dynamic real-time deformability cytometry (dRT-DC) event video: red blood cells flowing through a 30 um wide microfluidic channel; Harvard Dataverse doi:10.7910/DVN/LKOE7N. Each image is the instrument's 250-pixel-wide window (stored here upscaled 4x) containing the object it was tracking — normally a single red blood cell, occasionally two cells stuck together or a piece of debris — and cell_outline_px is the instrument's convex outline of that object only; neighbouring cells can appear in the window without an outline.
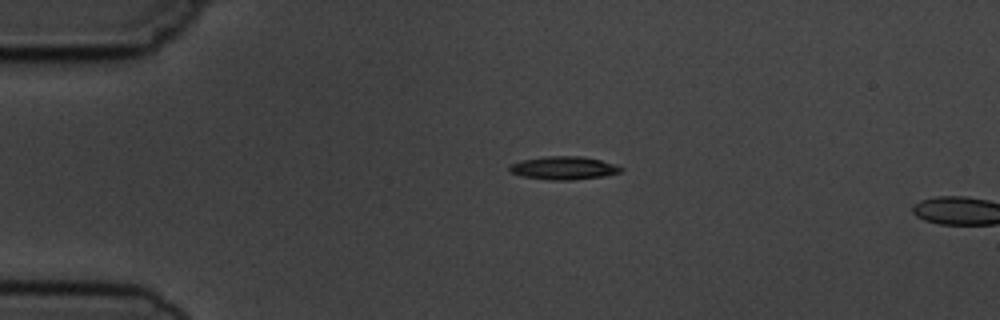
{"species": "common noctule bat (a hibernating species)", "species_latin": "Nyctalus noctula", "temperature_condition": "cold", "stored_images_in_passage": 3, "camera_frame_rate_fps": 3000, "um_per_image_px": 0.085, "animal": {"sex": "male", "body_mass_g": 19.5, "forearm_length_mm": 54.6}, "frame": {"image": 1, "passage_image": 2, "time_ms": 2.0, "image_size_px": [1000, 320], "cell_outline_px": [[624, 168], [620, 172], [604, 176], [572, 180], [548, 180], [524, 176], [512, 172], [508, 168], [512, 164], [520, 160], [544, 156], [584, 156], [616, 164]], "centroid_in_image_um": [47.95, 14.27], "position_along_channel_um": 37.1, "area_um2": 15.03}}